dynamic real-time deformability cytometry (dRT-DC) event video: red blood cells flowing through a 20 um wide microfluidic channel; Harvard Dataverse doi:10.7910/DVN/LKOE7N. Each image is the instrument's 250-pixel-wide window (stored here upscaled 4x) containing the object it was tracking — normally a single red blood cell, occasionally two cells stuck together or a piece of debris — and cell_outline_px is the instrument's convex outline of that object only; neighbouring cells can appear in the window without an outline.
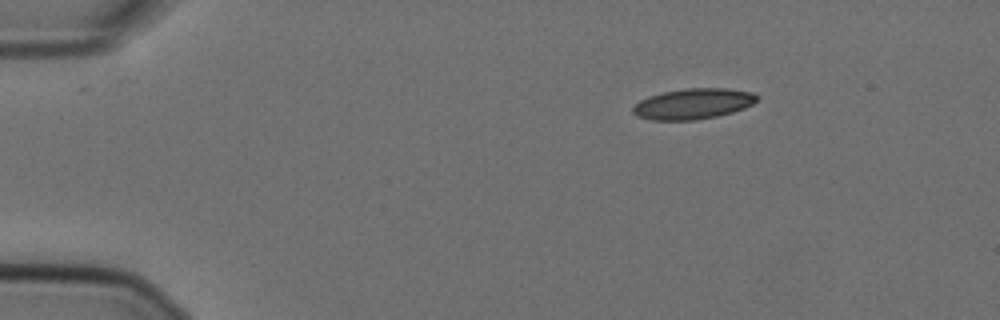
{"species": "Egyptian fruit bat (a non-hibernating species)", "species_latin": "Rousettus aegyptiacus", "temperature_condition": "cold", "stored_images_in_passage": 49, "camera_frame_rate_fps": 3000, "um_per_image_px": 0.085, "animal": {"sex": "female"}, "frame": {"image": 1, "passage_image": 1, "time_ms": 0.0, "image_size_px": [1000, 320], "cell_outline_px": [[756, 100], [752, 104], [744, 108], [732, 112], [716, 116], [696, 120], [652, 120], [636, 116], [632, 112], [632, 108], [640, 100], [648, 96], [664, 92], [688, 88], [728, 88], [752, 92], [756, 96]], "centroid_in_image_um": [58.89, 8.82], "position_along_channel_um": 26.1, "area_um2": 22.02}}
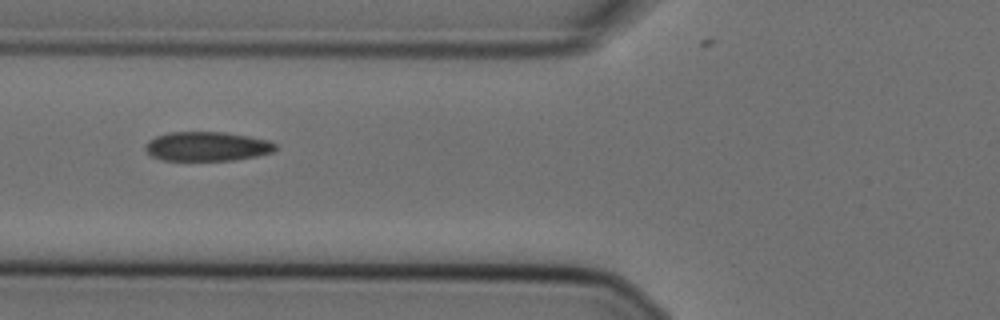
{"frame": {"image": 2, "passage_image": 14, "time_ms": 4.333, "image_size_px": [1000, 320], "cell_outline_px": [[276, 148], [272, 152], [256, 156], [232, 160], [160, 160], [152, 156], [144, 148], [144, 144], [148, 140], [156, 136], [168, 132], [224, 132], [248, 136], [268, 140], [276, 144]], "centroid_in_image_um": [17.56, 12.44], "position_along_channel_um": 108.2, "area_um2": 22.2}}
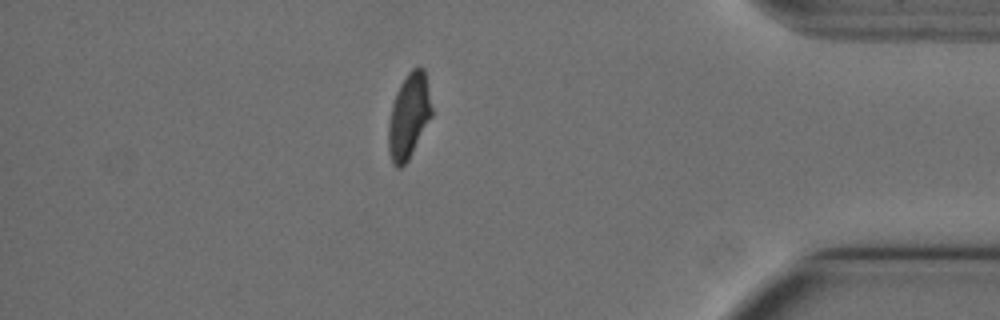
{"frame": {"image": 3, "passage_image": 41, "time_ms": 13.333, "image_size_px": [1000, 320], "cell_outline_px": [[432, 116], [408, 160], [400, 168], [396, 168], [392, 164], [388, 152], [388, 124], [392, 104], [396, 92], [400, 84], [408, 72], [412, 68], [424, 68], [432, 108]], "centroid_in_image_um": [34.73, 9.89], "position_along_channel_um": 400.5, "area_um2": 21.44}, "authors_computed_cell_mechanics": {"area_um2": 22.4842, "velocity_mm_per_s": 3.6099, "shape_relaxation_time_tau1_ms": null, "shape_relaxation_time_tau2_ms": 1.3304, "deformation_change_tau1": null, "deformation_change_tau2": 0.0552}}